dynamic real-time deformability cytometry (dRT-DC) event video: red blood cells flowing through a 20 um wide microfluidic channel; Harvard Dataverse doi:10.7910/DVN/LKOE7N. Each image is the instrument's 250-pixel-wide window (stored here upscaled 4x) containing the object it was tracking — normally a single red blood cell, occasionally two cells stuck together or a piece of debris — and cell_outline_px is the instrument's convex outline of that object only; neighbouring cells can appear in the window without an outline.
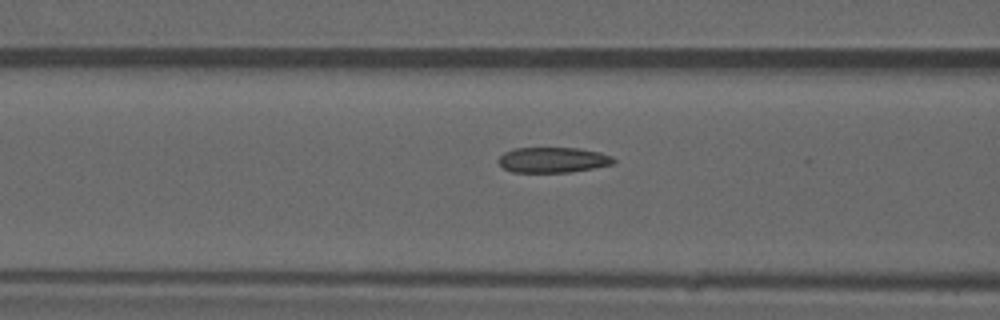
{"species": "common noctule bat (a hibernating species)", "species_latin": "Nyctalus noctula", "temperature_condition": "warm", "stored_images_in_passage": 37, "camera_frame_rate_fps": 3000, "um_per_image_px": 0.085, "animal": {"sex": "male", "forearm_length_mm": 52.5}, "frame": {"image": 1, "passage_image": 6, "time_ms": 1.667, "image_size_px": [1000, 320], "cell_outline_px": [[616, 160], [612, 164], [572, 172], [512, 172], [504, 168], [496, 160], [504, 152], [512, 148], [580, 148], [600, 152], [612, 156]], "centroid_in_image_um": [46.98, 13.58], "position_along_channel_um": 119.6, "area_um2": 17.11}}
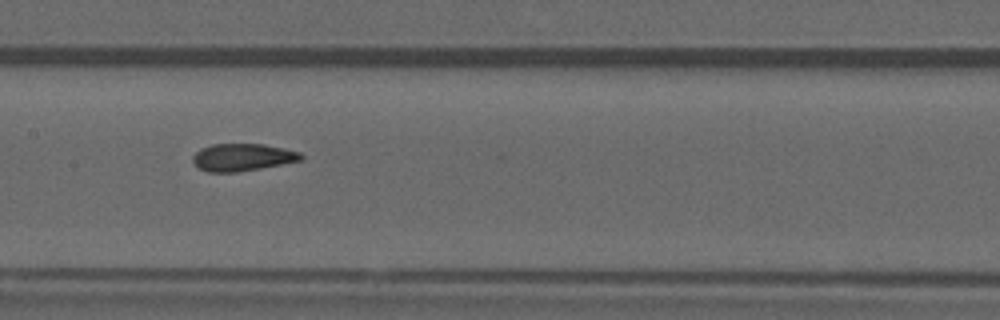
{"frame": {"image": 2, "passage_image": 11, "time_ms": 3.333, "image_size_px": [1000, 320], "cell_outline_px": [[304, 156], [300, 160], [260, 168], [236, 172], [208, 172], [200, 168], [192, 160], [192, 156], [200, 148], [212, 144], [264, 144], [284, 148], [300, 152]], "centroid_in_image_um": [20.59, 13.36], "position_along_channel_um": 186.8, "area_um2": 17.11}, "authors_computed_cell_mechanics": {"area_um2": 17.34, "velocity_mm_per_s": 4.0227, "shape_relaxation_time_tau1_ms": null, "shape_relaxation_time_tau2_ms": 1.3671, "deformation_change_tau1": null, "deformation_change_tau2": 0.0764}}